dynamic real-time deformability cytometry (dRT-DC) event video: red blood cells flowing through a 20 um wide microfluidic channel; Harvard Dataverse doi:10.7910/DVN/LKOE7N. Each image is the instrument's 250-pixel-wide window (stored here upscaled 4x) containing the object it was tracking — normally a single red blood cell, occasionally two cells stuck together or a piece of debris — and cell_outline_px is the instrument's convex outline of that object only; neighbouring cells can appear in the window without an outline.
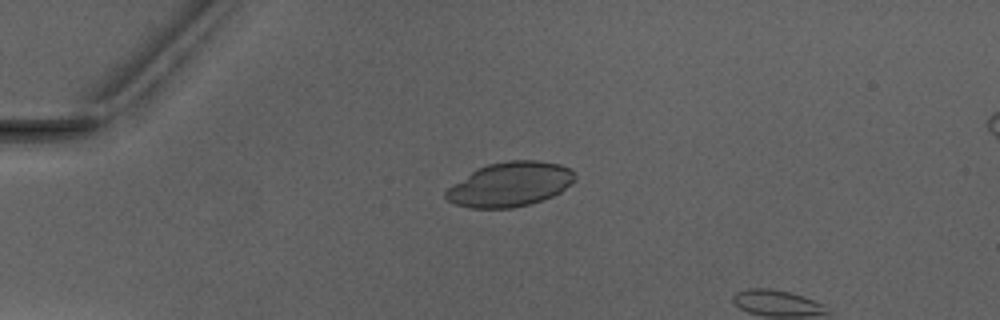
{"species": "Egyptian fruit bat (a non-hibernating species)", "species_latin": "Rousettus aegyptiacus", "temperature_condition": "warm", "stored_images_in_passage": 2, "camera_frame_rate_fps": 3000, "um_per_image_px": 0.085, "animal": {"sex": "male"}, "frame": {"image": 1, "passage_image": 1, "time_ms": 0.0, "image_size_px": [1000, 320], "cell_outline_px": [[576, 180], [572, 184], [560, 192], [552, 196], [528, 204], [512, 208], [472, 208], [456, 204], [448, 200], [444, 196], [444, 192], [448, 188], [476, 168], [488, 164], [508, 160], [536, 160], [560, 164], [572, 168], [576, 172]], "centroid_in_image_um": [43.39, 15.65], "position_along_channel_um": 41.6, "area_um2": 33.52}}